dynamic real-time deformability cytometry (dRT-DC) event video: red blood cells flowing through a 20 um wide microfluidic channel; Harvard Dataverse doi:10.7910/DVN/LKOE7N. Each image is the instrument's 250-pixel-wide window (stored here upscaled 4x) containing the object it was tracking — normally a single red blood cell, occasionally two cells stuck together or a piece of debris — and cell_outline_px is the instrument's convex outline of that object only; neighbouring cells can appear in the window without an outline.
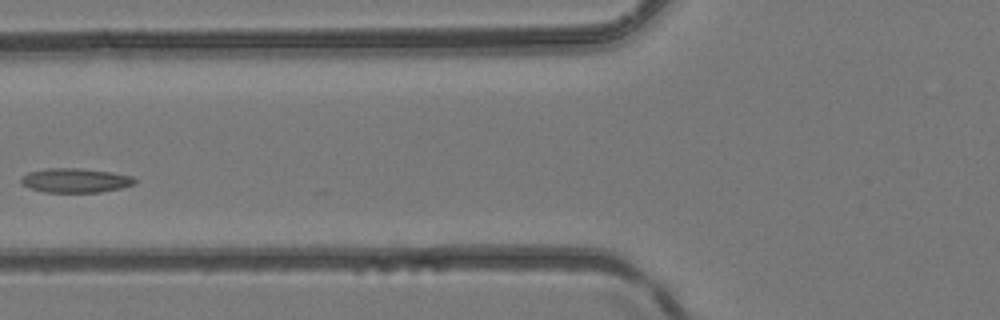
{"species": "common noctule bat (a hibernating species)", "species_latin": "Nyctalus noctula", "temperature_condition": "room temperature", "stored_images_in_passage": 3, "camera_frame_rate_fps": 3000, "um_per_image_px": 0.085, "animal": {"sex": "female", "body_mass_g": 24.6, "forearm_length_mm": 56.2}, "frame": {"image": 1, "passage_image": 3, "time_ms": 0.667, "image_size_px": [1000, 320], "cell_outline_px": [[136, 184], [120, 188], [100, 192], [44, 192], [28, 188], [20, 184], [20, 176], [28, 172], [48, 168], [80, 168], [112, 172], [132, 176], [136, 180]], "centroid_in_image_um": [6.36, 15.33], "position_along_channel_um": 119.4, "area_um2": 16.3}}